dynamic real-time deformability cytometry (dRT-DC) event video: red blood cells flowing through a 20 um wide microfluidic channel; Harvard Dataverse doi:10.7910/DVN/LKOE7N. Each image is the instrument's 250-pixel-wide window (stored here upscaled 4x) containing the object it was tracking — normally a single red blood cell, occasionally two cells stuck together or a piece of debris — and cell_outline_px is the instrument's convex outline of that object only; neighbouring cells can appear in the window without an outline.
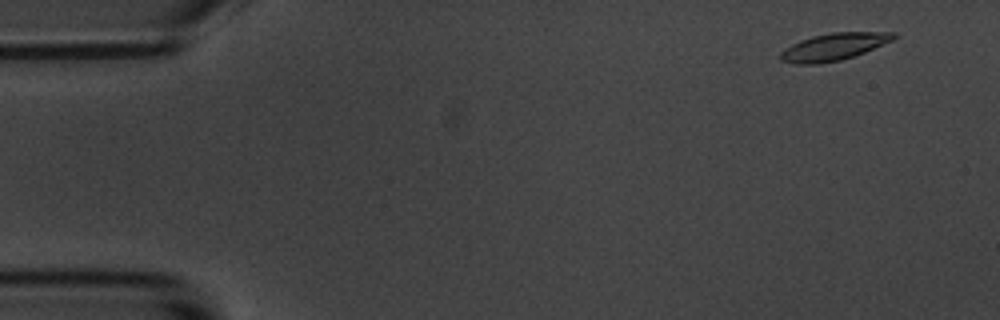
{"species": "common noctule bat (a hibernating species)", "species_latin": "Nyctalus noctula", "temperature_condition": "room temperature", "stored_images_in_passage": 57, "camera_frame_rate_fps": 3000, "um_per_image_px": 0.085, "animal": {"sex": "male", "body_mass_g": 20.1, "forearm_length_mm": 53.5}, "frame": {"image": 1, "passage_image": 4, "time_ms": 1.0, "image_size_px": [1000, 320], "cell_outline_px": [[896, 36], [892, 40], [864, 52], [840, 60], [816, 64], [796, 64], [780, 60], [780, 52], [784, 48], [800, 40], [812, 36], [832, 32], [896, 32]], "centroid_in_image_um": [70.82, 3.97], "position_along_channel_um": 14.2, "area_um2": 17.74}}
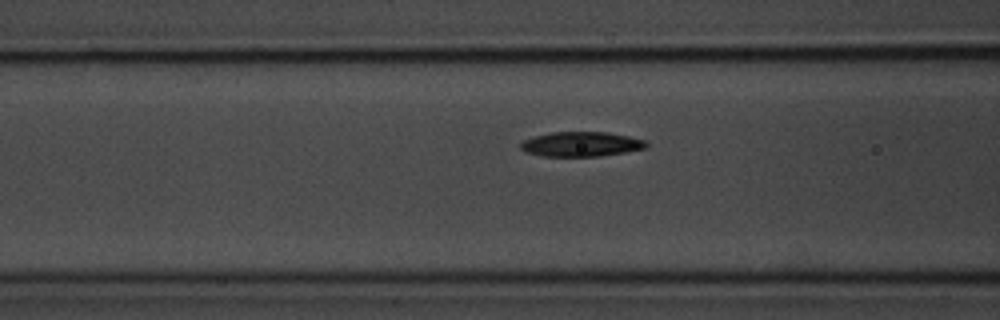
{"frame": {"image": 2, "passage_image": 22, "time_ms": 7.0, "image_size_px": [1000, 320], "cell_outline_px": [[648, 148], [600, 156], [544, 156], [524, 152], [520, 148], [520, 144], [524, 140], [532, 136], [552, 132], [608, 132], [628, 136], [644, 140], [648, 144]], "centroid_in_image_um": [49.38, 12.25], "position_along_channel_um": 117.2, "area_um2": 18.15}}
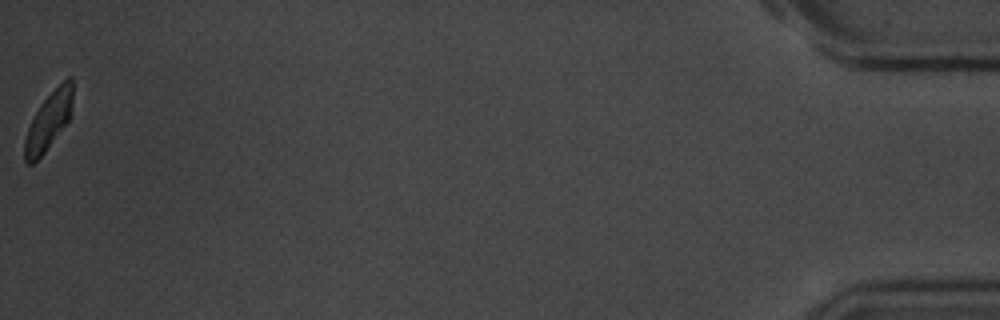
{"frame": {"image": 3, "passage_image": 57, "time_ms": 18.667, "image_size_px": [1000, 320], "cell_outline_px": [[72, 100], [68, 120], [44, 152], [32, 164], [28, 164], [24, 160], [24, 140], [28, 128], [40, 104], [68, 76], [72, 76]], "centroid_in_image_um": [4.11, 10.29], "position_along_channel_um": 431.1, "area_um2": 15.55}, "authors_computed_cell_mechanics": {"area_um2": 17.9758, "velocity_mm_per_s": 3.5286, "shape_relaxation_time_tau1_ms": 2.4062, "shape_relaxation_time_tau2_ms": 5.8466, "deformation_change_tau1": 0.1155, "deformation_change_tau2": 0.1018}}